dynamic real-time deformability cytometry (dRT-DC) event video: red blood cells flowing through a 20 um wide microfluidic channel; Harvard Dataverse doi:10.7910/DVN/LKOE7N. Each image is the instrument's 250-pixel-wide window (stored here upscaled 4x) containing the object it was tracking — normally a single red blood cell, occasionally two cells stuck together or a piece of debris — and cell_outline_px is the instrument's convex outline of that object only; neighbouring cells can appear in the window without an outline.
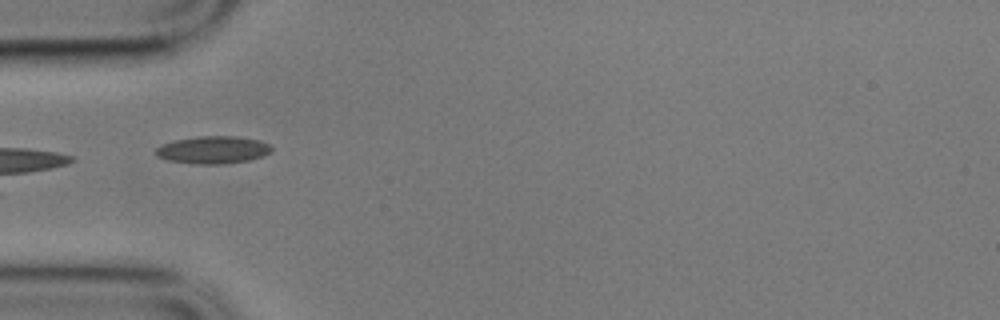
{"species": "common noctule bat (a hibernating species)", "species_latin": "Nyctalus noctula", "temperature_condition": "cold", "stored_images_in_passage": 9, "camera_frame_rate_fps": 3000, "um_per_image_px": 0.085, "animal": {"sex": "male", "body_mass_g": 17.9}, "frame": {"image": 1, "passage_image": 2, "time_ms": 0.333, "image_size_px": [1000, 320], "cell_outline_px": [[272, 152], [264, 156], [248, 160], [224, 164], [200, 164], [168, 160], [156, 156], [156, 148], [164, 144], [176, 140], [196, 136], [240, 136], [260, 140], [268, 144], [272, 148]], "centroid_in_image_um": [18.15, 12.73], "position_along_channel_um": 66.8, "area_um2": 18.55}}
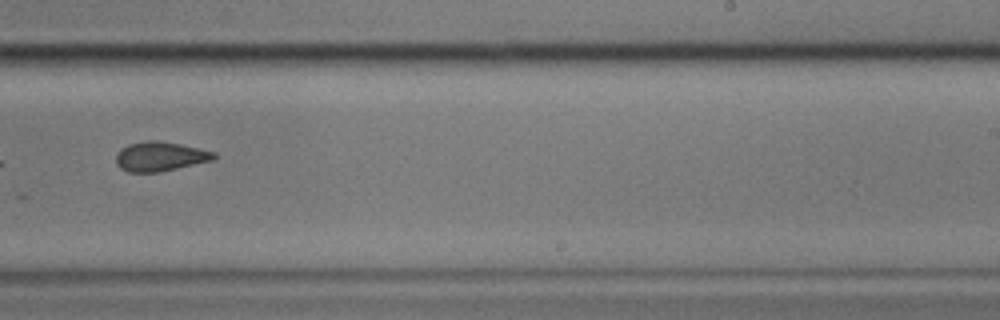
{"frame": {"image": 2, "passage_image": 7, "time_ms": 2.0, "image_size_px": [1000, 320], "cell_outline_px": [[216, 156], [212, 160], [176, 168], [156, 172], [128, 172], [120, 168], [116, 164], [116, 156], [120, 148], [128, 144], [148, 140], [156, 140], [180, 144], [216, 152]], "centroid_in_image_um": [13.57, 13.29], "position_along_channel_um": 275.4, "area_um2": 16.65}}
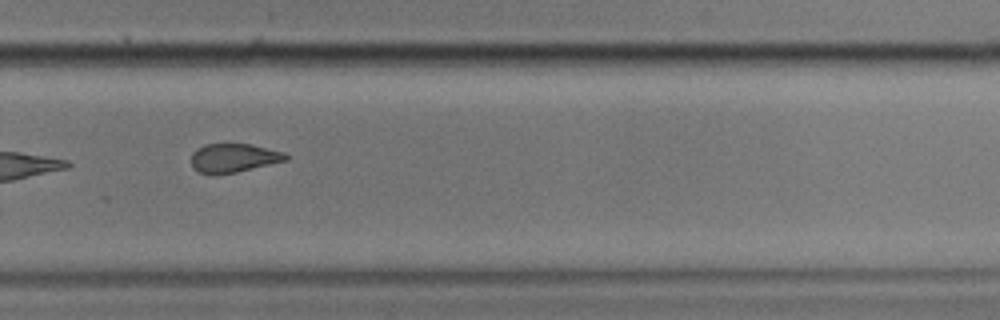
{"frame": {"image": 3, "passage_image": 8, "time_ms": 2.333, "image_size_px": [1000, 320], "cell_outline_px": [[288, 160], [236, 172], [200, 172], [192, 168], [192, 152], [196, 148], [204, 144], [252, 144], [284, 152], [288, 156]], "centroid_in_image_um": [19.88, 13.39], "position_along_channel_um": 309.9, "area_um2": 15.55}}